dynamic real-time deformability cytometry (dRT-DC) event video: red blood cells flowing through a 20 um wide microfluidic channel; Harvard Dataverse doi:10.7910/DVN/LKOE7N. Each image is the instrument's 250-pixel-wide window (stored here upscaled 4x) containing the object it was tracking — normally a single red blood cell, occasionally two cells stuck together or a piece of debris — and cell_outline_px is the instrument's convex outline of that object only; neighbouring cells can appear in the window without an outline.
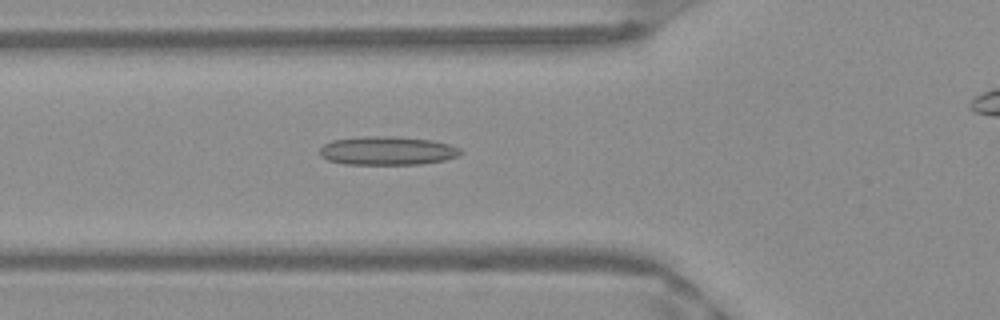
{"species": "Egyptian fruit bat (a non-hibernating species)", "species_latin": "Rousettus aegyptiacus", "temperature_condition": "warm", "stored_images_in_passage": 45, "camera_frame_rate_fps": 3000, "um_per_image_px": 0.085, "frame": {"image": 1, "passage_image": 18, "time_ms": 5.667, "image_size_px": [1000, 320], "cell_outline_px": [[464, 152], [456, 156], [444, 160], [420, 164], [344, 164], [328, 160], [320, 156], [320, 148], [324, 144], [332, 140], [364, 136], [384, 136], [432, 140], [448, 144], [460, 148]], "centroid_in_image_um": [32.9, 12.81], "position_along_channel_um": 92.9, "area_um2": 23.35}}
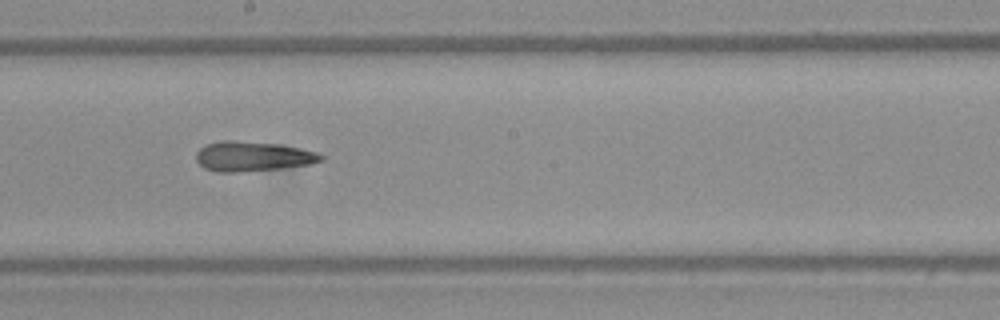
{"frame": {"image": 2, "passage_image": 28, "time_ms": 9.0, "image_size_px": [1000, 320], "cell_outline_px": [[324, 160], [308, 164], [280, 168], [236, 172], [216, 172], [204, 168], [196, 160], [196, 152], [200, 148], [208, 144], [220, 140], [228, 140], [276, 144], [300, 148], [320, 152], [324, 156]], "centroid_in_image_um": [21.48, 13.29], "position_along_channel_um": 226.7, "area_um2": 21.56}}
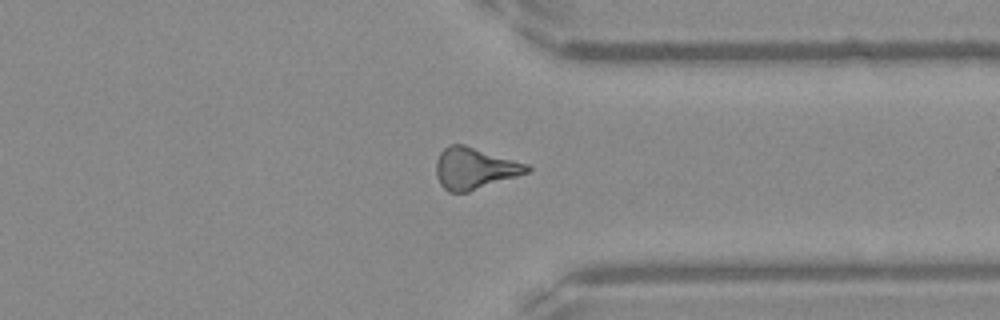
{"frame": {"image": 3, "passage_image": 39, "time_ms": 12.667, "image_size_px": [1000, 320], "cell_outline_px": [[532, 168], [528, 172], [468, 192], [448, 192], [440, 184], [436, 176], [436, 160], [440, 152], [448, 144], [464, 144], [528, 164]], "centroid_in_image_um": [40.3, 14.3], "position_along_channel_um": 371.1, "area_um2": 21.91}, "authors_computed_cell_mechanics": {"area_um2": 21.6172, "velocity_mm_per_s": 3.9928, "shape_relaxation_time_tau1_ms": null, "shape_relaxation_time_tau2_ms": 2.4896, "deformation_change_tau1": null, "deformation_change_tau2": 0.1487}}